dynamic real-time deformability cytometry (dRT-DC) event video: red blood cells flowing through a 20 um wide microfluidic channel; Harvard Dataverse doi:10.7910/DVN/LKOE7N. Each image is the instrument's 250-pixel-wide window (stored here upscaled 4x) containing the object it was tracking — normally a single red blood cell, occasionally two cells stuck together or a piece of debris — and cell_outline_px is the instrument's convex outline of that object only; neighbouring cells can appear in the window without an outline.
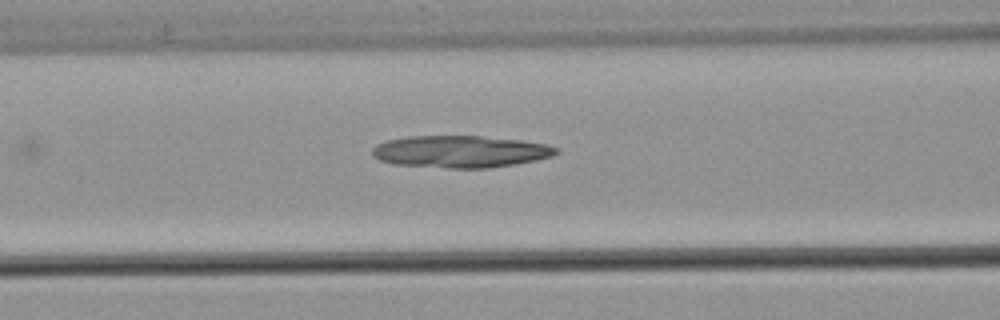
{"species": "common noctule bat (a hibernating species)", "species_latin": "Nyctalus noctula", "temperature_condition": "warm", "stored_images_in_passage": 3, "camera_frame_rate_fps": 3000, "um_per_image_px": 0.085, "animal": {"sex": "male", "body_mass_g": 21.5, "forearm_length_mm": 52.0}, "frame": {"image": 1, "passage_image": 3, "time_ms": 0.667, "image_size_px": [1000, 320], "cell_outline_px": [[560, 152], [552, 156], [536, 160], [516, 164], [488, 168], [448, 168], [396, 164], [380, 160], [372, 156], [372, 148], [376, 144], [384, 140], [408, 136], [480, 136], [520, 140], [548, 144], [560, 148]], "centroid_in_image_um": [39.15, 12.88], "position_along_channel_um": 127.5, "area_um2": 34.56}}